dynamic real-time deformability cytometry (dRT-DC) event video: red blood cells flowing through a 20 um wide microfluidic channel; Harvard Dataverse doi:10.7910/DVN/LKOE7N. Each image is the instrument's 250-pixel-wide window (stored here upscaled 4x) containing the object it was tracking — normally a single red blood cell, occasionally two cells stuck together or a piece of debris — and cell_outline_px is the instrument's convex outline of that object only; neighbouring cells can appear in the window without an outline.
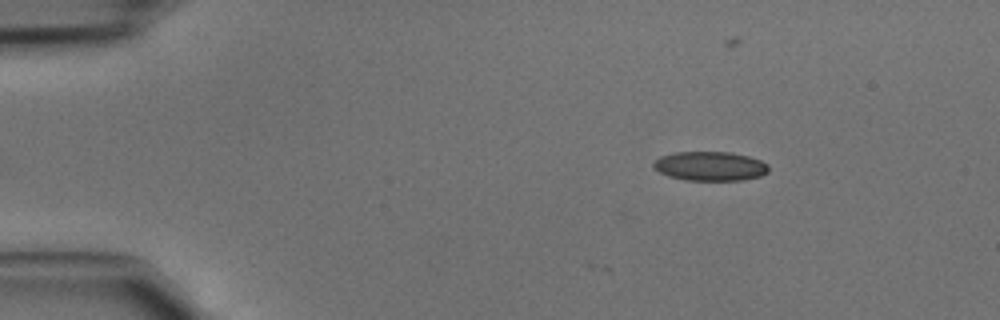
{"species": "common noctule bat (a hibernating species)", "species_latin": "Nyctalus noctula", "temperature_condition": "cold", "stored_images_in_passage": 7, "camera_frame_rate_fps": 3000, "um_per_image_px": 0.085, "animal": {"sex": "male", "body_mass_g": 15.6}, "frame": {"image": 1, "passage_image": 1, "time_ms": 0.0, "image_size_px": [1000, 320], "cell_outline_px": [[768, 172], [760, 176], [744, 180], [688, 180], [668, 176], [660, 172], [652, 164], [660, 156], [676, 152], [732, 152], [748, 156], [760, 160], [768, 164]], "centroid_in_image_um": [60.39, 14.12], "position_along_channel_um": 24.6, "area_um2": 19.54}}